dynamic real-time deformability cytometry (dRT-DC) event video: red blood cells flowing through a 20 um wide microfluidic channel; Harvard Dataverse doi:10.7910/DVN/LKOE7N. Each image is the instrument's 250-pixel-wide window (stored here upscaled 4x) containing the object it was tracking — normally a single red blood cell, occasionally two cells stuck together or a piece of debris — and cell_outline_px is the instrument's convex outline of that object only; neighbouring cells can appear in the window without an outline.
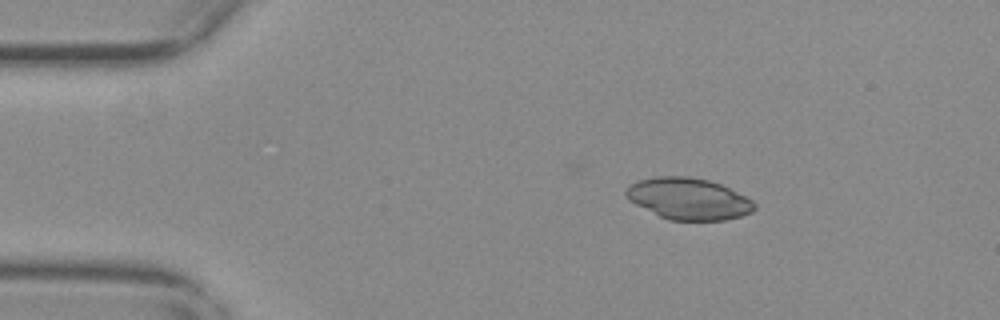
{"species": "common noctule bat (a hibernating species)", "species_latin": "Nyctalus noctula", "temperature_condition": "warm", "stored_images_in_passage": 48, "camera_frame_rate_fps": 3000, "um_per_image_px": 0.085, "animal": {"sex": "female", "body_mass_g": 29.2, "forearm_length_mm": 56.3}, "frame": {"image": 1, "passage_image": 1, "time_ms": 0.0, "image_size_px": [1000, 320], "cell_outline_px": [[756, 208], [752, 212], [740, 216], [724, 220], [668, 220], [636, 204], [624, 192], [636, 180], [656, 176], [688, 176], [708, 180], [720, 184], [752, 200], [756, 204]], "centroid_in_image_um": [58.54, 16.89], "position_along_channel_um": 26.5, "area_um2": 30.75}}